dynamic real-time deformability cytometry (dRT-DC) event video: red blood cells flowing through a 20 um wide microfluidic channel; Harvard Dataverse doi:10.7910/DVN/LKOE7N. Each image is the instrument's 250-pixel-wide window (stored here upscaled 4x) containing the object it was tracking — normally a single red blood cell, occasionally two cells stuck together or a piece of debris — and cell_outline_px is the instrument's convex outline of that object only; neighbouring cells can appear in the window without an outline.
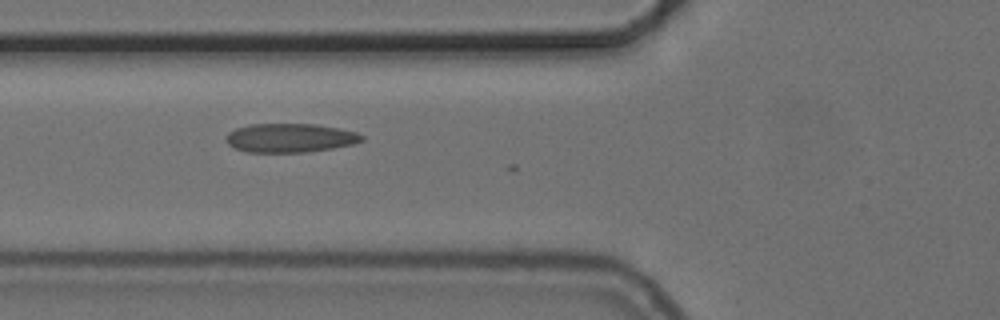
{"species": "common noctule bat (a hibernating species)", "species_latin": "Nyctalus noctula", "temperature_condition": "cold", "stored_images_in_passage": 6, "camera_frame_rate_fps": 3000, "um_per_image_px": 0.085, "animal": {"sex": "female", "body_mass_g": 24.6, "forearm_length_mm": 56.2}, "frame": {"image": 1, "passage_image": 3, "time_ms": 0.667, "image_size_px": [1000, 320], "cell_outline_px": [[364, 140], [352, 144], [332, 148], [308, 152], [248, 152], [236, 148], [228, 144], [228, 132], [236, 128], [248, 124], [316, 124], [340, 128], [356, 132], [364, 136]], "centroid_in_image_um": [24.69, 11.71], "position_along_channel_um": 101.1, "area_um2": 22.77}}